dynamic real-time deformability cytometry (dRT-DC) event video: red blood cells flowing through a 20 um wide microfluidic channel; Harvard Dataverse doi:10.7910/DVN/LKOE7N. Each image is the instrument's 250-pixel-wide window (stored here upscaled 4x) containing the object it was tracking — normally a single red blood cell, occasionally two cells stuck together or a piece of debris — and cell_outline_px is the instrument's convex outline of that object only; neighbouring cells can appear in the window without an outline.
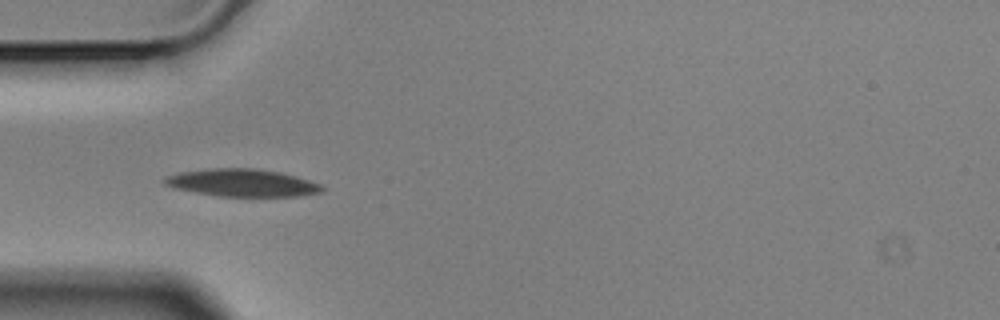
{"species": "Egyptian fruit bat (a non-hibernating species)", "species_latin": "Rousettus aegyptiacus", "temperature_condition": "cold", "stored_images_in_passage": 9, "camera_frame_rate_fps": 3000, "um_per_image_px": 0.085, "animal": {"sex": "male"}, "frame": {"image": 1, "passage_image": 5, "time_ms": 1.333, "image_size_px": [1000, 320], "cell_outline_px": [[324, 192], [300, 196], [220, 196], [172, 188], [164, 184], [160, 180], [164, 176], [180, 172], [208, 168], [256, 168], [280, 172], [296, 176], [320, 184], [324, 188]], "centroid_in_image_um": [20.55, 15.53], "position_along_channel_um": 64.5, "area_um2": 25.43}}
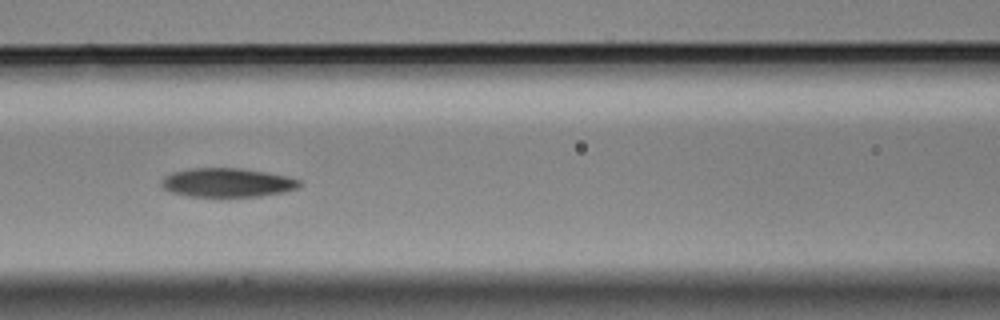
{"frame": {"image": 2, "passage_image": 7, "time_ms": 2.0, "image_size_px": [1000, 320], "cell_outline_px": [[304, 184], [300, 188], [284, 192], [260, 196], [188, 196], [172, 192], [164, 188], [160, 184], [160, 180], [164, 176], [172, 172], [188, 168], [240, 168], [268, 172], [288, 176], [300, 180]], "centroid_in_image_um": [19.35, 15.51], "position_along_channel_um": 147.2, "area_um2": 23.52}}
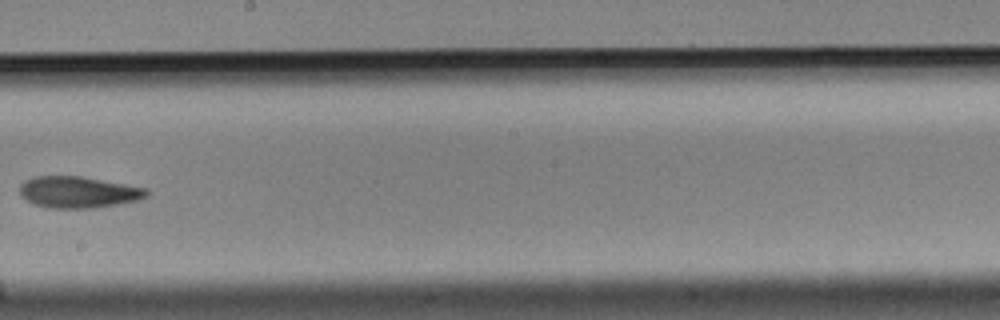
{"frame": {"image": 3, "passage_image": 9, "time_ms": 2.667, "image_size_px": [1000, 320], "cell_outline_px": [[148, 196], [136, 200], [96, 208], [48, 208], [36, 204], [20, 196], [20, 184], [24, 180], [32, 176], [80, 176], [148, 188]], "centroid_in_image_um": [6.63, 16.32], "position_along_channel_um": 241.6, "area_um2": 23.24}}